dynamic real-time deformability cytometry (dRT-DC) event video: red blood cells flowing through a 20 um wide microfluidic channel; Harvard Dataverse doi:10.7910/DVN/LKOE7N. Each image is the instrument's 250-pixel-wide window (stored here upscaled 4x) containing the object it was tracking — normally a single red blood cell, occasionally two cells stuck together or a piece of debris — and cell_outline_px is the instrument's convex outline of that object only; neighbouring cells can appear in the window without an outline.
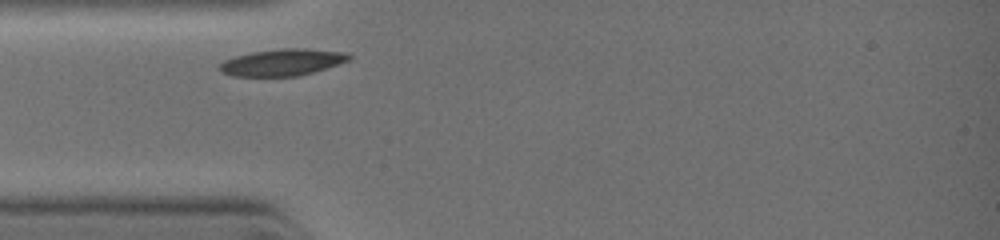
{"species": "common noctule bat (a hibernating species)", "species_latin": "Nyctalus noctula", "temperature_condition": "warm", "stored_images_in_passage": 36, "camera_frame_rate_fps": 3000, "um_per_image_px": 0.085, "animal": {"sex": "female", "body_mass_g": 19.0, "forearm_length_mm": 51.5}, "frame": {"image": 1, "passage_image": 1, "time_ms": 0.0, "image_size_px": [1000, 240], "cell_outline_px": [[352, 56], [348, 60], [312, 72], [296, 76], [232, 76], [220, 72], [216, 68], [224, 60], [236, 56], [252, 52], [280, 48], [304, 48], [344, 52]], "centroid_in_image_um": [23.92, 5.29], "position_along_channel_um": 61.1, "area_um2": 20.0}}
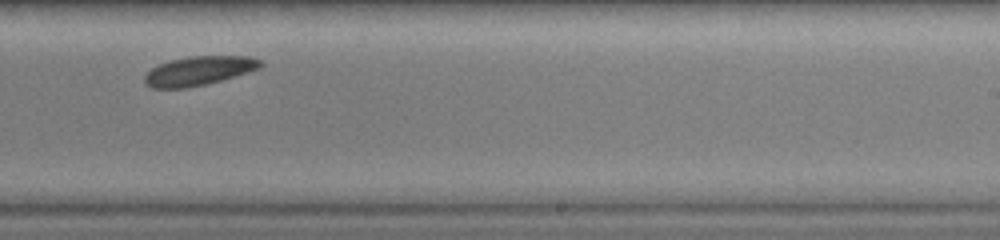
{"frame": {"image": 2, "passage_image": 22, "time_ms": 4.0, "image_size_px": [1000, 240], "cell_outline_px": [[264, 64], [260, 68], [248, 72], [220, 80], [188, 88], [152, 88], [144, 84], [144, 76], [152, 68], [160, 64], [172, 60], [188, 56], [248, 56], [260, 60]], "centroid_in_image_um": [16.89, 6.02], "position_along_channel_um": 272.1, "area_um2": 19.48}}
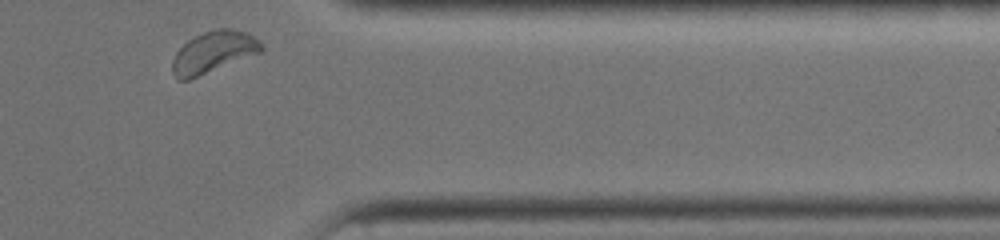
{"frame": {"image": 3, "passage_image": 35, "time_ms": 6.333, "image_size_px": [1000, 240], "cell_outline_px": [[264, 52], [188, 80], [180, 80], [172, 72], [172, 60], [176, 52], [188, 40], [204, 32], [216, 28], [232, 28], [248, 32], [264, 48]], "centroid_in_image_um": [18.16, 4.43], "position_along_channel_um": 393.2, "area_um2": 21.56}}